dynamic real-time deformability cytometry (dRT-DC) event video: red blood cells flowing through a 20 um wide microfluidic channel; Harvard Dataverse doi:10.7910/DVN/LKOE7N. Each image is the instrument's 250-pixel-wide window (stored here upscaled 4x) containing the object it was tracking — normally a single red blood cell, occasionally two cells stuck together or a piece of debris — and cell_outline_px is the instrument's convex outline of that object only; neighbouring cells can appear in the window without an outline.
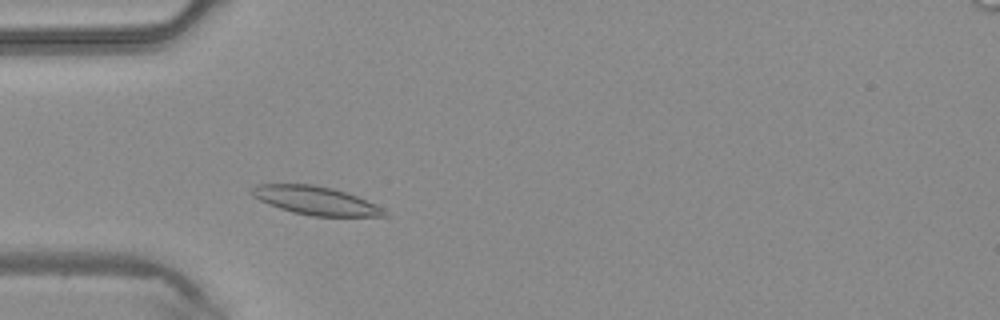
{"species": "common noctule bat (a hibernating species)", "species_latin": "Nyctalus noctula", "temperature_condition": "warm", "stored_images_in_passage": 32, "camera_frame_rate_fps": 3000, "um_per_image_px": 0.085, "animal": {"sex": "male", "body_mass_g": 20.4}, "frame": {"image": 1, "passage_image": 1, "time_ms": 0.0, "image_size_px": [1000, 320], "cell_outline_px": [[388, 216], [312, 216], [292, 212], [268, 204], [252, 196], [248, 192], [256, 184], [312, 184], [332, 188], [356, 196], [376, 204], [384, 208], [388, 212]], "centroid_in_image_um": [26.81, 17.05], "position_along_channel_um": 58.2, "area_um2": 21.96}}
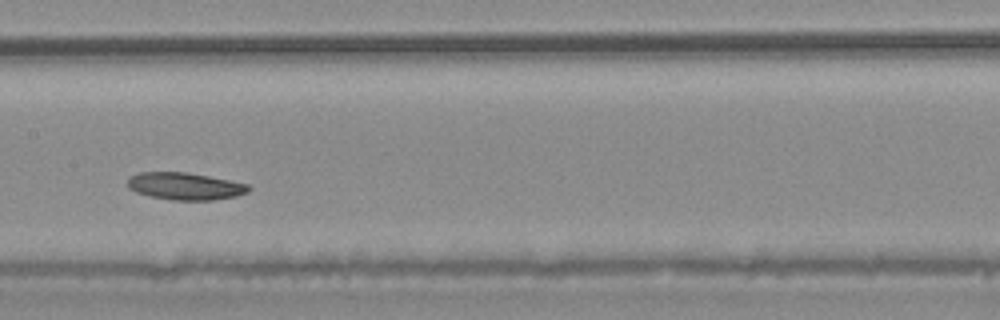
{"frame": {"image": 2, "passage_image": 10, "time_ms": 3.0, "image_size_px": [1000, 320], "cell_outline_px": [[252, 188], [248, 192], [236, 196], [212, 200], [172, 200], [152, 196], [136, 192], [128, 188], [128, 176], [140, 172], [188, 172], [248, 184]], "centroid_in_image_um": [15.73, 15.82], "position_along_channel_um": 191.7, "area_um2": 19.19}}
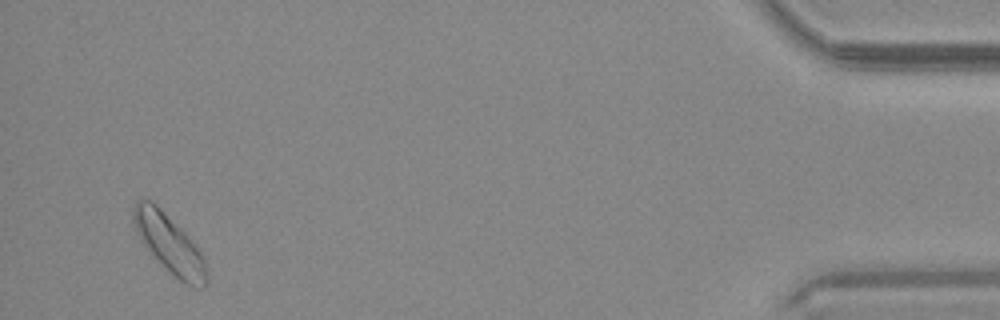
{"frame": {"image": 3, "passage_image": 30, "time_ms": 9.667, "image_size_px": [1000, 320], "cell_outline_px": [[208, 280], [204, 288], [192, 288], [184, 284], [144, 248], [136, 232], [132, 220], [132, 208], [136, 200], [148, 200], [156, 204], [192, 240], [204, 256]], "centroid_in_image_um": [14.39, 20.75], "position_along_channel_um": 420.8, "area_um2": 25.09}}